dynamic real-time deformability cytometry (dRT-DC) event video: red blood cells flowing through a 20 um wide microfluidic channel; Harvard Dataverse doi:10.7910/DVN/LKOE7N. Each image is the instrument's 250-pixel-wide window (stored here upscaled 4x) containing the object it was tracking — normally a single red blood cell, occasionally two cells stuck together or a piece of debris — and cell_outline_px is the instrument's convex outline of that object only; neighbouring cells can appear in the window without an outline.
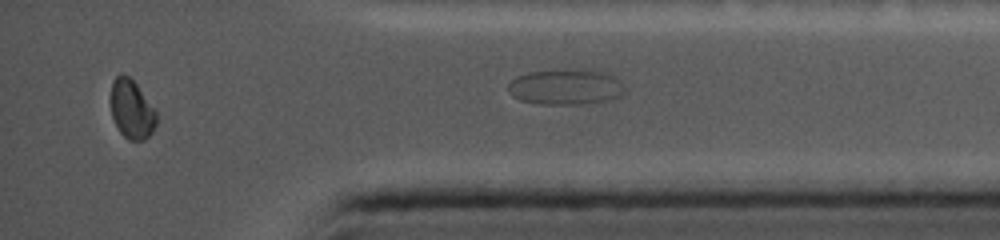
{"species": "common noctule bat (a hibernating species)", "species_latin": "Nyctalus noctula", "temperature_condition": "cold", "stored_images_in_passage": 63, "camera_frame_rate_fps": 5000, "um_per_image_px": 0.085, "animal": {"sex": "female", "body_mass_g": 19.0, "forearm_length_mm": 56.7}, "frame": {"image": 1, "passage_image": 63, "time_ms": 17.2, "image_size_px": [1000, 240], "cell_outline_px": [[628, 92], [620, 96], [608, 100], [580, 104], [544, 104], [520, 100], [512, 96], [508, 92], [508, 84], [516, 76], [528, 72], [604, 72], [612, 76]], "centroid_in_image_um": [48.04, 7.45], "position_along_channel_um": 387.2, "area_um2": 23.12}}